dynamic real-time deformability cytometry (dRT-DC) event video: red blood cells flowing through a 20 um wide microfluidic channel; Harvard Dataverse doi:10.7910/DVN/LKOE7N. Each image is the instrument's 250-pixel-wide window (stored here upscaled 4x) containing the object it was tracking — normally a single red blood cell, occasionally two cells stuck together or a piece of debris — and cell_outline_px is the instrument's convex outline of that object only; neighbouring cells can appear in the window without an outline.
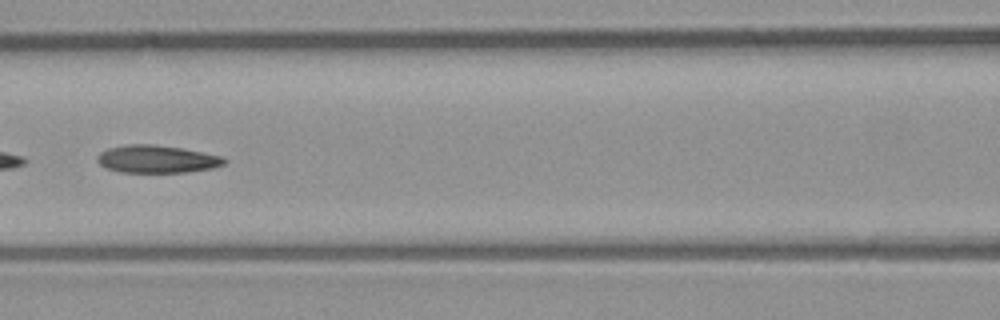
{"species": "common noctule bat (a hibernating species)", "species_latin": "Nyctalus noctula", "temperature_condition": "room temperature", "stored_images_in_passage": 26, "camera_frame_rate_fps": 3000, "um_per_image_px": 0.085, "animal": {"sex": "male", "body_mass_g": 23.1, "forearm_length_mm": 52.7}, "frame": {"image": 1, "passage_image": 24, "time_ms": 7.667, "image_size_px": [1000, 320], "cell_outline_px": [[228, 160], [224, 164], [212, 168], [188, 172], [120, 172], [104, 168], [96, 160], [96, 156], [100, 152], [108, 148], [128, 144], [152, 144], [184, 148], [224, 156]], "centroid_in_image_um": [13.34, 13.52], "position_along_channel_um": 153.3, "area_um2": 20.75}}